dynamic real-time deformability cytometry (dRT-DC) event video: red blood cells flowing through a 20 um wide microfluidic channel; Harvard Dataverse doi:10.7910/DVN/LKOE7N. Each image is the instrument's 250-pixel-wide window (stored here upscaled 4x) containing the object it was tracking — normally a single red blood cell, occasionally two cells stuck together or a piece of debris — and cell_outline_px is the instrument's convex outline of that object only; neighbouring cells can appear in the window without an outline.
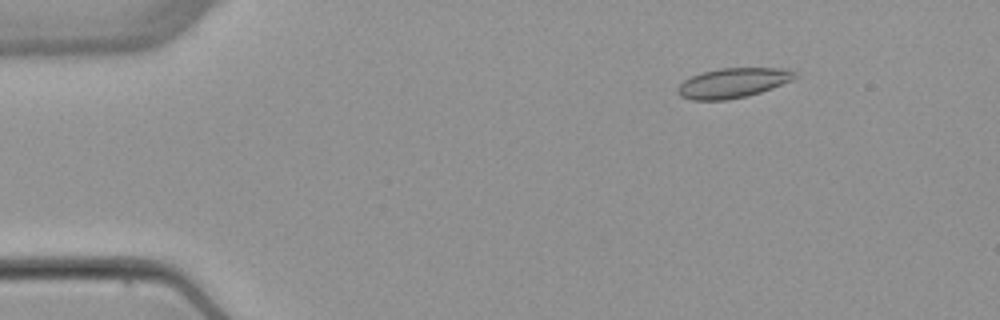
{"species": "common noctule bat (a hibernating species)", "species_latin": "Nyctalus noctula", "temperature_condition": "warm", "stored_images_in_passage": 4, "camera_frame_rate_fps": 3000, "um_per_image_px": 0.085, "animal": {"sex": "female", "body_mass_g": 22.7, "forearm_length_mm": 54.2}, "frame": {"image": 1, "passage_image": 2, "time_ms": 1.0, "image_size_px": [1000, 320], "cell_outline_px": [[800, 76], [792, 80], [772, 88], [748, 96], [728, 100], [692, 100], [680, 96], [676, 92], [676, 88], [684, 80], [692, 76], [704, 72], [720, 68], [788, 68], [796, 72]], "centroid_in_image_um": [62.32, 7.05], "position_along_channel_um": 22.7, "area_um2": 20.52}}